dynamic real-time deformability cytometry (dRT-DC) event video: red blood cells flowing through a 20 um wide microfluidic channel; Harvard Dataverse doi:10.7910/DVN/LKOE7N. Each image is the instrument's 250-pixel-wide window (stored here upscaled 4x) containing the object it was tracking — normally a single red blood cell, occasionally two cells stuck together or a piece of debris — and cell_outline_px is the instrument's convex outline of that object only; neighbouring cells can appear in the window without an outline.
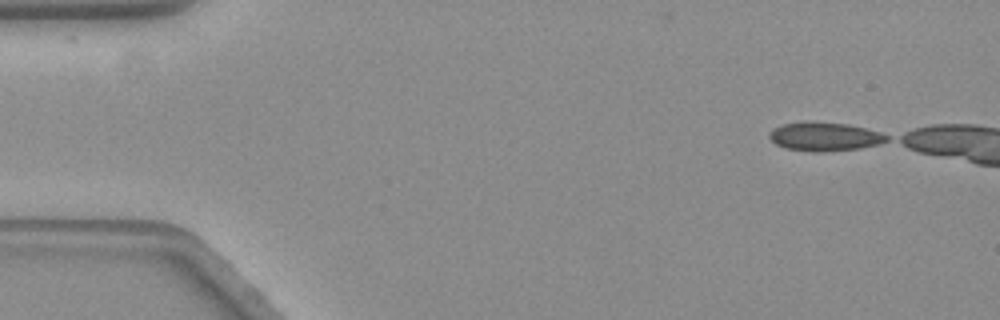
{"species": "common noctule bat (a hibernating species)", "species_latin": "Nyctalus noctula", "temperature_condition": "warm", "stored_images_in_passage": 12, "camera_frame_rate_fps": 3000, "um_per_image_px": 0.085, "animal": {"sex": "female", "body_mass_g": 19.3, "forearm_length_mm": 54.1}, "frame": {"image": 1, "passage_image": 1, "time_ms": 0.0, "image_size_px": [1000, 320], "cell_outline_px": [[888, 140], [880, 144], [860, 148], [824, 152], [812, 152], [788, 148], [776, 144], [768, 136], [776, 128], [784, 124], [848, 124], [880, 132], [888, 136]], "centroid_in_image_um": [70.18, 11.66], "position_along_channel_um": 14.8, "area_um2": 18.67}}